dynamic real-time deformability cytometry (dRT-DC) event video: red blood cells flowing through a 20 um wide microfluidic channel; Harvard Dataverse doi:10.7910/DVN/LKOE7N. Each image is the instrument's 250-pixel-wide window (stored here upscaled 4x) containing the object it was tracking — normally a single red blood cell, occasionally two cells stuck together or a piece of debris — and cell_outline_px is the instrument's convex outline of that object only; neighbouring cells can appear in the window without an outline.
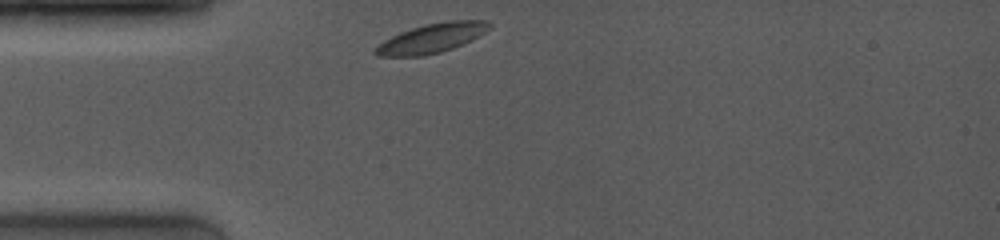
{"species": "common noctule bat (a hibernating species)", "species_latin": "Nyctalus noctula", "temperature_condition": "room temperature", "stored_images_in_passage": 12, "camera_frame_rate_fps": 4000, "um_per_image_px": 0.085, "animal": {"sex": "female", "body_mass_g": 19.0, "forearm_length_mm": 53.3}, "frame": {"image": 1, "passage_image": 1, "time_ms": 0.0, "image_size_px": [1000, 240], "cell_outline_px": [[492, 28], [472, 40], [452, 48], [440, 52], [424, 56], [376, 56], [372, 52], [384, 40], [400, 32], [424, 24], [448, 20], [488, 20], [492, 24]], "centroid_in_image_um": [36.74, 3.23], "position_along_channel_um": 48.3, "area_um2": 19.59}}
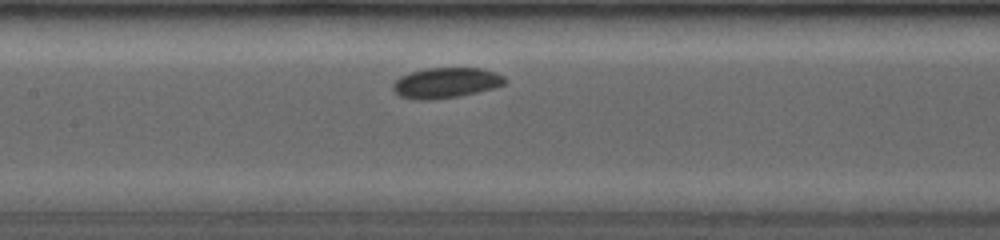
{"frame": {"image": 2, "passage_image": 7, "time_ms": 3.5, "image_size_px": [1000, 240], "cell_outline_px": [[508, 80], [504, 84], [496, 88], [460, 96], [432, 100], [416, 100], [400, 96], [392, 88], [392, 84], [400, 76], [424, 68], [484, 68], [496, 72], [504, 76]], "centroid_in_image_um": [37.94, 7.04], "position_along_channel_um": 169.5, "area_um2": 20.11}}